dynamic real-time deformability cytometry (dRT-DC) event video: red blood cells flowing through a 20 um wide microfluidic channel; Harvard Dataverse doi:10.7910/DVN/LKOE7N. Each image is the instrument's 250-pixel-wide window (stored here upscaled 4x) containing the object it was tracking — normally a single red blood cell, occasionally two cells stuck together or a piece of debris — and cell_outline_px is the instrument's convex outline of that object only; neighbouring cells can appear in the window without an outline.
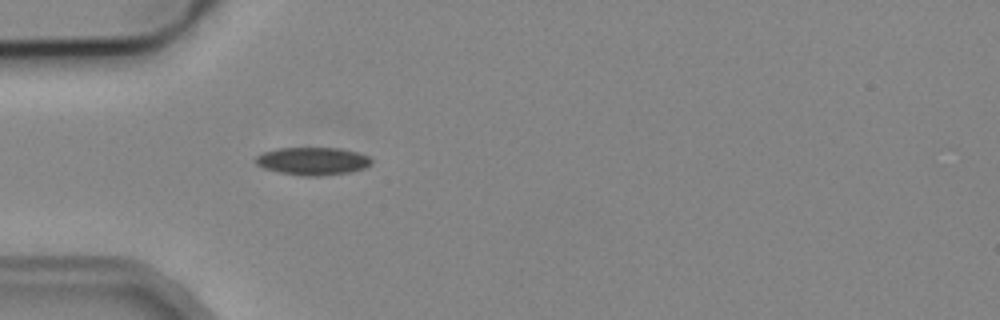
{"species": "common noctule bat (a hibernating species)", "species_latin": "Nyctalus noctula", "temperature_condition": "cold", "stored_images_in_passage": 2, "camera_frame_rate_fps": 3000, "um_per_image_px": 0.085, "animal": {"sex": "male", "body_mass_g": 19.2, "forearm_length_mm": 51.8}, "frame": {"image": 1, "passage_image": 2, "time_ms": 1.333, "image_size_px": [1000, 320], "cell_outline_px": [[372, 160], [364, 168], [348, 172], [320, 176], [304, 176], [276, 172], [264, 168], [256, 164], [256, 156], [264, 152], [276, 148], [340, 148], [356, 152], [368, 156]], "centroid_in_image_um": [26.53, 13.69], "position_along_channel_um": 58.5, "area_um2": 18.61}}